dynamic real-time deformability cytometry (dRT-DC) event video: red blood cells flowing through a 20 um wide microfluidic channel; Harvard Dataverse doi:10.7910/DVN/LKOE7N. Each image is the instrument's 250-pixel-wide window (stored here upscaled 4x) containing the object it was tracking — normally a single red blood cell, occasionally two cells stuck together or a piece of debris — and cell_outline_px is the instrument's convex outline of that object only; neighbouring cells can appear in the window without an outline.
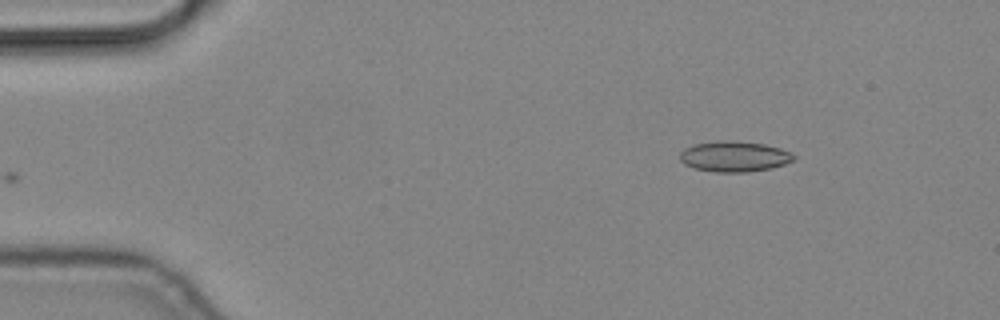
{"species": "common noctule bat (a hibernating species)", "species_latin": "Nyctalus noctula", "temperature_condition": "cold", "stored_images_in_passage": 4, "camera_frame_rate_fps": 3000, "um_per_image_px": 0.085, "animal": {"sex": "male", "body_mass_g": 19.2, "forearm_length_mm": 51.8}, "frame": {"image": 1, "passage_image": 4, "time_ms": 1.0, "image_size_px": [1000, 320], "cell_outline_px": [[796, 160], [772, 168], [748, 172], [716, 172], [692, 168], [684, 164], [680, 160], [680, 152], [684, 148], [692, 144], [720, 140], [724, 140], [764, 144], [780, 148], [796, 156]], "centroid_in_image_um": [62.39, 13.3], "position_along_channel_um": 22.6, "area_um2": 20.4}}